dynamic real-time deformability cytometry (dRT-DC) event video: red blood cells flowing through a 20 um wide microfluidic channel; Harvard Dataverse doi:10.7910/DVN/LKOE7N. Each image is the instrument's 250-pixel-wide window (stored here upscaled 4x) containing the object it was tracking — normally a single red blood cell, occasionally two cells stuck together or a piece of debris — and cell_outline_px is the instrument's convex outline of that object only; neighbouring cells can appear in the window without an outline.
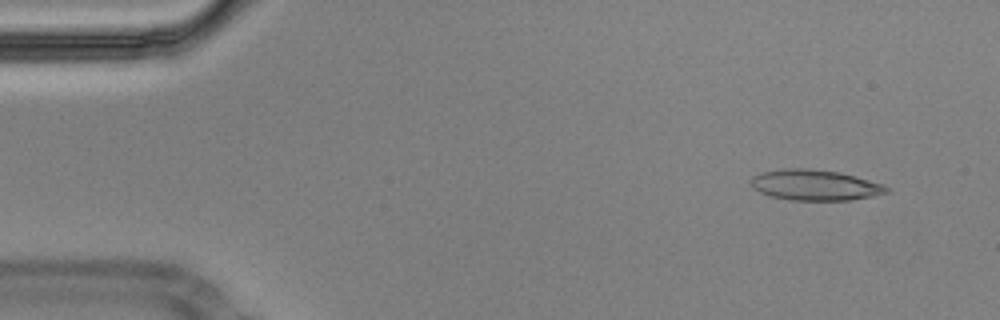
{"species": "Egyptian fruit bat (a non-hibernating species)", "species_latin": "Rousettus aegyptiacus", "temperature_condition": "cold", "stored_images_in_passage": 53, "camera_frame_rate_fps": 3000, "um_per_image_px": 0.085, "animal": {"sex": "male"}, "frame": {"image": 1, "passage_image": 3, "time_ms": 0.667, "image_size_px": [1000, 320], "cell_outline_px": [[892, 192], [852, 200], [792, 200], [772, 196], [760, 192], [752, 184], [752, 176], [764, 172], [784, 168], [804, 168], [840, 172], [884, 184], [892, 188]], "centroid_in_image_um": [69.37, 15.73], "position_along_channel_um": 15.6, "area_um2": 24.16}}
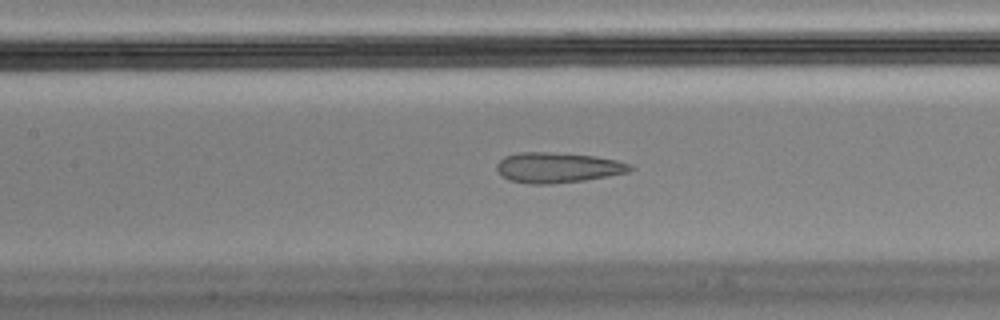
{"frame": {"image": 2, "passage_image": 23, "time_ms": 7.333, "image_size_px": [1000, 320], "cell_outline_px": [[636, 168], [628, 172], [608, 176], [584, 180], [548, 184], [532, 184], [508, 180], [496, 168], [496, 164], [504, 156], [520, 152], [548, 152], [596, 156], [616, 160], [632, 164]], "centroid_in_image_um": [47.43, 14.24], "position_along_channel_um": 160.0, "area_um2": 23.52}, "authors_computed_cell_mechanics": {"area_um2": 24.6806, "velocity_mm_per_s": 3.5978, "shape_relaxation_time_tau1_ms": null, "shape_relaxation_time_tau2_ms": 1.807, "deformation_change_tau1": null, "deformation_change_tau2": 0.1001}}